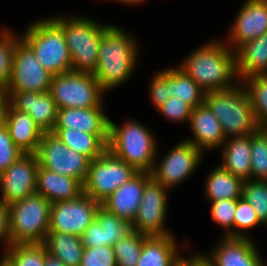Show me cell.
<instances>
[{"instance_id": "17", "label": "cell", "mask_w": 267, "mask_h": 266, "mask_svg": "<svg viewBox=\"0 0 267 266\" xmlns=\"http://www.w3.org/2000/svg\"><path fill=\"white\" fill-rule=\"evenodd\" d=\"M204 253L215 266H264V255L256 239L222 237Z\"/></svg>"}, {"instance_id": "25", "label": "cell", "mask_w": 267, "mask_h": 266, "mask_svg": "<svg viewBox=\"0 0 267 266\" xmlns=\"http://www.w3.org/2000/svg\"><path fill=\"white\" fill-rule=\"evenodd\" d=\"M238 80L267 74V32L256 39L244 42L235 50Z\"/></svg>"}, {"instance_id": "38", "label": "cell", "mask_w": 267, "mask_h": 266, "mask_svg": "<svg viewBox=\"0 0 267 266\" xmlns=\"http://www.w3.org/2000/svg\"><path fill=\"white\" fill-rule=\"evenodd\" d=\"M238 199H224L216 202H209L210 216L222 231V237H233V220Z\"/></svg>"}, {"instance_id": "19", "label": "cell", "mask_w": 267, "mask_h": 266, "mask_svg": "<svg viewBox=\"0 0 267 266\" xmlns=\"http://www.w3.org/2000/svg\"><path fill=\"white\" fill-rule=\"evenodd\" d=\"M175 234L147 236L144 239L137 266H176L184 257L183 250L192 244L188 237L179 241ZM190 240V241H189ZM189 248V249H188Z\"/></svg>"}, {"instance_id": "48", "label": "cell", "mask_w": 267, "mask_h": 266, "mask_svg": "<svg viewBox=\"0 0 267 266\" xmlns=\"http://www.w3.org/2000/svg\"><path fill=\"white\" fill-rule=\"evenodd\" d=\"M101 1H103V2H107V1H110V3L111 2H115V3H120V4H123V5H127V7H128V5L129 6H133V7H135V6H142V5H145L147 2H148V0H101ZM145 3V4H144Z\"/></svg>"}, {"instance_id": "10", "label": "cell", "mask_w": 267, "mask_h": 266, "mask_svg": "<svg viewBox=\"0 0 267 266\" xmlns=\"http://www.w3.org/2000/svg\"><path fill=\"white\" fill-rule=\"evenodd\" d=\"M139 172L108 149L90 161L83 193L99 202L108 198L116 189L130 181Z\"/></svg>"}, {"instance_id": "18", "label": "cell", "mask_w": 267, "mask_h": 266, "mask_svg": "<svg viewBox=\"0 0 267 266\" xmlns=\"http://www.w3.org/2000/svg\"><path fill=\"white\" fill-rule=\"evenodd\" d=\"M187 126L191 136L183 139L194 144L204 155L219 150L226 141L219 120L205 102L192 109Z\"/></svg>"}, {"instance_id": "13", "label": "cell", "mask_w": 267, "mask_h": 266, "mask_svg": "<svg viewBox=\"0 0 267 266\" xmlns=\"http://www.w3.org/2000/svg\"><path fill=\"white\" fill-rule=\"evenodd\" d=\"M101 204L85 193L74 200L52 203L49 231L81 236L96 219Z\"/></svg>"}, {"instance_id": "40", "label": "cell", "mask_w": 267, "mask_h": 266, "mask_svg": "<svg viewBox=\"0 0 267 266\" xmlns=\"http://www.w3.org/2000/svg\"><path fill=\"white\" fill-rule=\"evenodd\" d=\"M193 107L180 100L179 97L169 98L162 106H160L156 112L165 118V120L177 125H187L189 124L190 115L192 113Z\"/></svg>"}, {"instance_id": "4", "label": "cell", "mask_w": 267, "mask_h": 266, "mask_svg": "<svg viewBox=\"0 0 267 266\" xmlns=\"http://www.w3.org/2000/svg\"><path fill=\"white\" fill-rule=\"evenodd\" d=\"M70 14L67 11L65 14L57 13L50 17L63 30L71 57L72 71L94 73L100 40L111 23H103L79 13Z\"/></svg>"}, {"instance_id": "46", "label": "cell", "mask_w": 267, "mask_h": 266, "mask_svg": "<svg viewBox=\"0 0 267 266\" xmlns=\"http://www.w3.org/2000/svg\"><path fill=\"white\" fill-rule=\"evenodd\" d=\"M191 266H215L212 261L203 253L198 250L192 251L183 257Z\"/></svg>"}, {"instance_id": "47", "label": "cell", "mask_w": 267, "mask_h": 266, "mask_svg": "<svg viewBox=\"0 0 267 266\" xmlns=\"http://www.w3.org/2000/svg\"><path fill=\"white\" fill-rule=\"evenodd\" d=\"M10 104V97L5 86L0 85V127L6 122L7 109Z\"/></svg>"}, {"instance_id": "29", "label": "cell", "mask_w": 267, "mask_h": 266, "mask_svg": "<svg viewBox=\"0 0 267 266\" xmlns=\"http://www.w3.org/2000/svg\"><path fill=\"white\" fill-rule=\"evenodd\" d=\"M42 244L47 252L60 259L66 266H80L84 250L80 236L48 232Z\"/></svg>"}, {"instance_id": "49", "label": "cell", "mask_w": 267, "mask_h": 266, "mask_svg": "<svg viewBox=\"0 0 267 266\" xmlns=\"http://www.w3.org/2000/svg\"><path fill=\"white\" fill-rule=\"evenodd\" d=\"M44 266H66L60 259L53 256L49 252H45V263Z\"/></svg>"}, {"instance_id": "33", "label": "cell", "mask_w": 267, "mask_h": 266, "mask_svg": "<svg viewBox=\"0 0 267 266\" xmlns=\"http://www.w3.org/2000/svg\"><path fill=\"white\" fill-rule=\"evenodd\" d=\"M262 227L266 228L251 204L243 198L238 199L233 220V237L257 239L251 234L254 232L252 230Z\"/></svg>"}, {"instance_id": "6", "label": "cell", "mask_w": 267, "mask_h": 266, "mask_svg": "<svg viewBox=\"0 0 267 266\" xmlns=\"http://www.w3.org/2000/svg\"><path fill=\"white\" fill-rule=\"evenodd\" d=\"M29 23L19 34L42 67L53 75L72 71L71 57L62 28L49 15Z\"/></svg>"}, {"instance_id": "41", "label": "cell", "mask_w": 267, "mask_h": 266, "mask_svg": "<svg viewBox=\"0 0 267 266\" xmlns=\"http://www.w3.org/2000/svg\"><path fill=\"white\" fill-rule=\"evenodd\" d=\"M157 73L151 74L152 77L148 83V97L149 101L154 107V110L162 106L169 98L167 90V67L161 68L156 71Z\"/></svg>"}, {"instance_id": "42", "label": "cell", "mask_w": 267, "mask_h": 266, "mask_svg": "<svg viewBox=\"0 0 267 266\" xmlns=\"http://www.w3.org/2000/svg\"><path fill=\"white\" fill-rule=\"evenodd\" d=\"M22 155L24 152L13 142L9 130L4 124L0 127V174Z\"/></svg>"}, {"instance_id": "23", "label": "cell", "mask_w": 267, "mask_h": 266, "mask_svg": "<svg viewBox=\"0 0 267 266\" xmlns=\"http://www.w3.org/2000/svg\"><path fill=\"white\" fill-rule=\"evenodd\" d=\"M36 193L42 195L51 204L64 202L74 200L83 194V184L75 178L63 176L39 166Z\"/></svg>"}, {"instance_id": "44", "label": "cell", "mask_w": 267, "mask_h": 266, "mask_svg": "<svg viewBox=\"0 0 267 266\" xmlns=\"http://www.w3.org/2000/svg\"><path fill=\"white\" fill-rule=\"evenodd\" d=\"M84 248L104 246L102 226L95 219L80 236Z\"/></svg>"}, {"instance_id": "31", "label": "cell", "mask_w": 267, "mask_h": 266, "mask_svg": "<svg viewBox=\"0 0 267 266\" xmlns=\"http://www.w3.org/2000/svg\"><path fill=\"white\" fill-rule=\"evenodd\" d=\"M240 82L248 93L259 127L267 126V74L248 76Z\"/></svg>"}, {"instance_id": "22", "label": "cell", "mask_w": 267, "mask_h": 266, "mask_svg": "<svg viewBox=\"0 0 267 266\" xmlns=\"http://www.w3.org/2000/svg\"><path fill=\"white\" fill-rule=\"evenodd\" d=\"M106 102L98 107L58 109L54 128H66L90 134H108L109 116Z\"/></svg>"}, {"instance_id": "14", "label": "cell", "mask_w": 267, "mask_h": 266, "mask_svg": "<svg viewBox=\"0 0 267 266\" xmlns=\"http://www.w3.org/2000/svg\"><path fill=\"white\" fill-rule=\"evenodd\" d=\"M53 74L44 69L32 49L21 39L15 47L7 91H50Z\"/></svg>"}, {"instance_id": "3", "label": "cell", "mask_w": 267, "mask_h": 266, "mask_svg": "<svg viewBox=\"0 0 267 266\" xmlns=\"http://www.w3.org/2000/svg\"><path fill=\"white\" fill-rule=\"evenodd\" d=\"M156 136L153 129L136 118L126 117L120 123L109 117L107 149L138 172L151 173L161 145Z\"/></svg>"}, {"instance_id": "45", "label": "cell", "mask_w": 267, "mask_h": 266, "mask_svg": "<svg viewBox=\"0 0 267 266\" xmlns=\"http://www.w3.org/2000/svg\"><path fill=\"white\" fill-rule=\"evenodd\" d=\"M0 245H3L2 253H5L12 245L9 230V210L8 205L0 200Z\"/></svg>"}, {"instance_id": "43", "label": "cell", "mask_w": 267, "mask_h": 266, "mask_svg": "<svg viewBox=\"0 0 267 266\" xmlns=\"http://www.w3.org/2000/svg\"><path fill=\"white\" fill-rule=\"evenodd\" d=\"M80 266H117L113 247L84 248Z\"/></svg>"}, {"instance_id": "24", "label": "cell", "mask_w": 267, "mask_h": 266, "mask_svg": "<svg viewBox=\"0 0 267 266\" xmlns=\"http://www.w3.org/2000/svg\"><path fill=\"white\" fill-rule=\"evenodd\" d=\"M5 125L13 142L26 154H35L44 132L26 112L16 110L11 104L7 109Z\"/></svg>"}, {"instance_id": "20", "label": "cell", "mask_w": 267, "mask_h": 266, "mask_svg": "<svg viewBox=\"0 0 267 266\" xmlns=\"http://www.w3.org/2000/svg\"><path fill=\"white\" fill-rule=\"evenodd\" d=\"M10 104L18 111L28 113L44 132H52L56 123L58 107L50 92L7 91Z\"/></svg>"}, {"instance_id": "2", "label": "cell", "mask_w": 267, "mask_h": 266, "mask_svg": "<svg viewBox=\"0 0 267 266\" xmlns=\"http://www.w3.org/2000/svg\"><path fill=\"white\" fill-rule=\"evenodd\" d=\"M219 37L208 38L176 64L205 92L228 89L239 82L235 51Z\"/></svg>"}, {"instance_id": "32", "label": "cell", "mask_w": 267, "mask_h": 266, "mask_svg": "<svg viewBox=\"0 0 267 266\" xmlns=\"http://www.w3.org/2000/svg\"><path fill=\"white\" fill-rule=\"evenodd\" d=\"M96 220L102 226L104 246H113L133 232L132 223L110 213L102 206L97 210Z\"/></svg>"}, {"instance_id": "37", "label": "cell", "mask_w": 267, "mask_h": 266, "mask_svg": "<svg viewBox=\"0 0 267 266\" xmlns=\"http://www.w3.org/2000/svg\"><path fill=\"white\" fill-rule=\"evenodd\" d=\"M242 198L251 204L260 221L267 227V180L244 181Z\"/></svg>"}, {"instance_id": "35", "label": "cell", "mask_w": 267, "mask_h": 266, "mask_svg": "<svg viewBox=\"0 0 267 266\" xmlns=\"http://www.w3.org/2000/svg\"><path fill=\"white\" fill-rule=\"evenodd\" d=\"M147 235L133 231L126 238L120 239L112 247L117 266H137L144 239Z\"/></svg>"}, {"instance_id": "36", "label": "cell", "mask_w": 267, "mask_h": 266, "mask_svg": "<svg viewBox=\"0 0 267 266\" xmlns=\"http://www.w3.org/2000/svg\"><path fill=\"white\" fill-rule=\"evenodd\" d=\"M46 251L42 243L12 244L5 254L14 266H44Z\"/></svg>"}, {"instance_id": "34", "label": "cell", "mask_w": 267, "mask_h": 266, "mask_svg": "<svg viewBox=\"0 0 267 266\" xmlns=\"http://www.w3.org/2000/svg\"><path fill=\"white\" fill-rule=\"evenodd\" d=\"M0 27V85L6 86L12 72L16 44L21 40L14 28Z\"/></svg>"}, {"instance_id": "11", "label": "cell", "mask_w": 267, "mask_h": 266, "mask_svg": "<svg viewBox=\"0 0 267 266\" xmlns=\"http://www.w3.org/2000/svg\"><path fill=\"white\" fill-rule=\"evenodd\" d=\"M152 177L145 183L141 204L132 223L133 231L147 236L175 234L167 226L171 191Z\"/></svg>"}, {"instance_id": "12", "label": "cell", "mask_w": 267, "mask_h": 266, "mask_svg": "<svg viewBox=\"0 0 267 266\" xmlns=\"http://www.w3.org/2000/svg\"><path fill=\"white\" fill-rule=\"evenodd\" d=\"M39 166L60 175L75 178L84 184L90 159L68 148L52 132L44 133L37 152Z\"/></svg>"}, {"instance_id": "27", "label": "cell", "mask_w": 267, "mask_h": 266, "mask_svg": "<svg viewBox=\"0 0 267 266\" xmlns=\"http://www.w3.org/2000/svg\"><path fill=\"white\" fill-rule=\"evenodd\" d=\"M206 174L203 193L207 202L242 198V179L235 177L218 163Z\"/></svg>"}, {"instance_id": "51", "label": "cell", "mask_w": 267, "mask_h": 266, "mask_svg": "<svg viewBox=\"0 0 267 266\" xmlns=\"http://www.w3.org/2000/svg\"><path fill=\"white\" fill-rule=\"evenodd\" d=\"M176 266H191L184 258Z\"/></svg>"}, {"instance_id": "53", "label": "cell", "mask_w": 267, "mask_h": 266, "mask_svg": "<svg viewBox=\"0 0 267 266\" xmlns=\"http://www.w3.org/2000/svg\"><path fill=\"white\" fill-rule=\"evenodd\" d=\"M264 266H267V260L264 258Z\"/></svg>"}, {"instance_id": "1", "label": "cell", "mask_w": 267, "mask_h": 266, "mask_svg": "<svg viewBox=\"0 0 267 266\" xmlns=\"http://www.w3.org/2000/svg\"><path fill=\"white\" fill-rule=\"evenodd\" d=\"M138 38L123 26L112 23L102 35L93 75L106 94L119 89L130 79L132 81L131 76H135L142 53Z\"/></svg>"}, {"instance_id": "7", "label": "cell", "mask_w": 267, "mask_h": 266, "mask_svg": "<svg viewBox=\"0 0 267 266\" xmlns=\"http://www.w3.org/2000/svg\"><path fill=\"white\" fill-rule=\"evenodd\" d=\"M51 203L38 193L8 205L12 244L43 243L49 231Z\"/></svg>"}, {"instance_id": "9", "label": "cell", "mask_w": 267, "mask_h": 266, "mask_svg": "<svg viewBox=\"0 0 267 266\" xmlns=\"http://www.w3.org/2000/svg\"><path fill=\"white\" fill-rule=\"evenodd\" d=\"M58 109L100 106L106 98L93 73L70 71L53 75L50 91Z\"/></svg>"}, {"instance_id": "8", "label": "cell", "mask_w": 267, "mask_h": 266, "mask_svg": "<svg viewBox=\"0 0 267 266\" xmlns=\"http://www.w3.org/2000/svg\"><path fill=\"white\" fill-rule=\"evenodd\" d=\"M175 144L165 154L160 153L161 148L158 149L151 171V177L170 191L188 181L200 169L206 156L183 138Z\"/></svg>"}, {"instance_id": "5", "label": "cell", "mask_w": 267, "mask_h": 266, "mask_svg": "<svg viewBox=\"0 0 267 266\" xmlns=\"http://www.w3.org/2000/svg\"><path fill=\"white\" fill-rule=\"evenodd\" d=\"M204 102L219 120L226 139L252 135L260 129L240 81L228 89L206 92Z\"/></svg>"}, {"instance_id": "39", "label": "cell", "mask_w": 267, "mask_h": 266, "mask_svg": "<svg viewBox=\"0 0 267 266\" xmlns=\"http://www.w3.org/2000/svg\"><path fill=\"white\" fill-rule=\"evenodd\" d=\"M251 179L267 180V138L258 130L251 135Z\"/></svg>"}, {"instance_id": "21", "label": "cell", "mask_w": 267, "mask_h": 266, "mask_svg": "<svg viewBox=\"0 0 267 266\" xmlns=\"http://www.w3.org/2000/svg\"><path fill=\"white\" fill-rule=\"evenodd\" d=\"M150 178L151 173L139 172L130 181L116 189L101 203V206L110 213L116 214L119 218L133 223L141 204L145 183Z\"/></svg>"}, {"instance_id": "52", "label": "cell", "mask_w": 267, "mask_h": 266, "mask_svg": "<svg viewBox=\"0 0 267 266\" xmlns=\"http://www.w3.org/2000/svg\"><path fill=\"white\" fill-rule=\"evenodd\" d=\"M259 130H260V131L266 136V138H267V126L261 127Z\"/></svg>"}, {"instance_id": "28", "label": "cell", "mask_w": 267, "mask_h": 266, "mask_svg": "<svg viewBox=\"0 0 267 266\" xmlns=\"http://www.w3.org/2000/svg\"><path fill=\"white\" fill-rule=\"evenodd\" d=\"M52 133L68 148L85 155L90 160L101 156L107 150L108 134H90L66 128H54Z\"/></svg>"}, {"instance_id": "15", "label": "cell", "mask_w": 267, "mask_h": 266, "mask_svg": "<svg viewBox=\"0 0 267 266\" xmlns=\"http://www.w3.org/2000/svg\"><path fill=\"white\" fill-rule=\"evenodd\" d=\"M222 39L236 50L267 32V0H244Z\"/></svg>"}, {"instance_id": "50", "label": "cell", "mask_w": 267, "mask_h": 266, "mask_svg": "<svg viewBox=\"0 0 267 266\" xmlns=\"http://www.w3.org/2000/svg\"><path fill=\"white\" fill-rule=\"evenodd\" d=\"M0 266H14V264L12 263V260L5 253H1Z\"/></svg>"}, {"instance_id": "16", "label": "cell", "mask_w": 267, "mask_h": 266, "mask_svg": "<svg viewBox=\"0 0 267 266\" xmlns=\"http://www.w3.org/2000/svg\"><path fill=\"white\" fill-rule=\"evenodd\" d=\"M38 169L37 155L24 153L0 174V200L9 205L35 193Z\"/></svg>"}, {"instance_id": "26", "label": "cell", "mask_w": 267, "mask_h": 266, "mask_svg": "<svg viewBox=\"0 0 267 266\" xmlns=\"http://www.w3.org/2000/svg\"><path fill=\"white\" fill-rule=\"evenodd\" d=\"M219 151V165L243 181L251 179V135L227 138Z\"/></svg>"}, {"instance_id": "30", "label": "cell", "mask_w": 267, "mask_h": 266, "mask_svg": "<svg viewBox=\"0 0 267 266\" xmlns=\"http://www.w3.org/2000/svg\"><path fill=\"white\" fill-rule=\"evenodd\" d=\"M167 90L171 97H179L193 108L204 103L205 91L177 65L167 66Z\"/></svg>"}]
</instances>
